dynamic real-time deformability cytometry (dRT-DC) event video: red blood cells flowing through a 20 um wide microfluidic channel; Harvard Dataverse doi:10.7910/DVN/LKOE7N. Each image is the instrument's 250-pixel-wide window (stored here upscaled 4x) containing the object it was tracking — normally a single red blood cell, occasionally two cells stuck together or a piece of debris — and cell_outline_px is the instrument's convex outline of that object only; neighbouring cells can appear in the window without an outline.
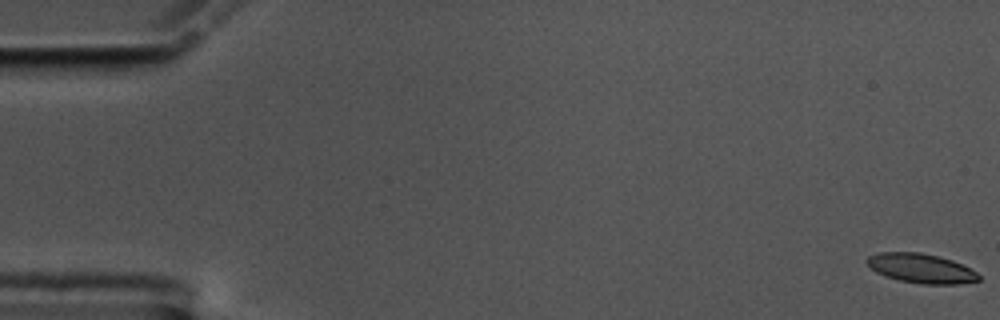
{"species": "common noctule bat (a hibernating species)", "species_latin": "Nyctalus noctula", "temperature_condition": "cold", "stored_images_in_passage": 8, "camera_frame_rate_fps": 3000, "um_per_image_px": 0.085, "animal": {"sex": "male", "body_mass_g": 17.5, "forearm_length_mm": 52.3}, "frame": {"image": 1, "passage_image": 1, "time_ms": 0.0, "image_size_px": [1000, 320], "cell_outline_px": [[980, 280], [960, 284], [924, 284], [900, 280], [884, 276], [876, 272], [864, 260], [868, 256], [880, 252], [920, 252], [952, 260], [976, 272], [980, 276]], "centroid_in_image_um": [78.27, 22.81], "position_along_channel_um": 6.7, "area_um2": 19.02}}